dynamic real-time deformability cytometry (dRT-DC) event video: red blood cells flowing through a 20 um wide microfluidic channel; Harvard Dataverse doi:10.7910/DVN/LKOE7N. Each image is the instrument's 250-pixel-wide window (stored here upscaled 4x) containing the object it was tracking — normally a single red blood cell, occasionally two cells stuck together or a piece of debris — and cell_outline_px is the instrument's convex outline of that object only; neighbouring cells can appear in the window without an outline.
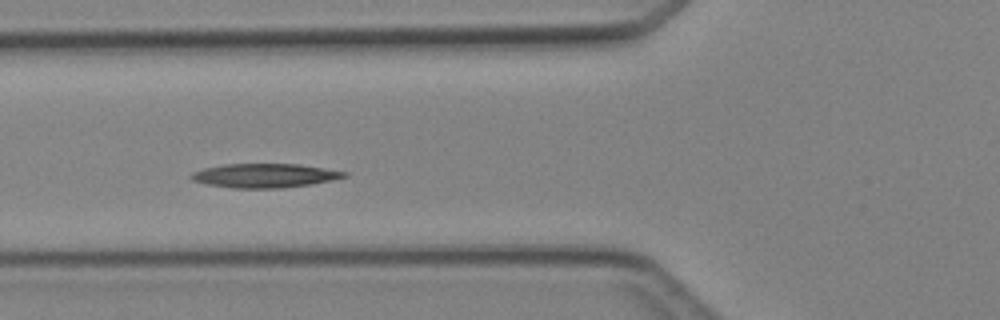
{"species": "Egyptian fruit bat (a non-hibernating species)", "species_latin": "Rousettus aegyptiacus", "temperature_condition": "cold", "stored_images_in_passage": 6, "camera_frame_rate_fps": 3000, "um_per_image_px": 0.085, "animal": {"sex": "female"}, "frame": {"image": 1, "passage_image": 5, "time_ms": 5.333, "image_size_px": [1000, 320], "cell_outline_px": [[348, 176], [332, 180], [312, 184], [284, 188], [232, 188], [208, 184], [192, 180], [188, 176], [192, 172], [204, 168], [224, 164], [300, 164], [348, 172]], "centroid_in_image_um": [22.5, 14.92], "position_along_channel_um": 103.3, "area_um2": 21.5}}
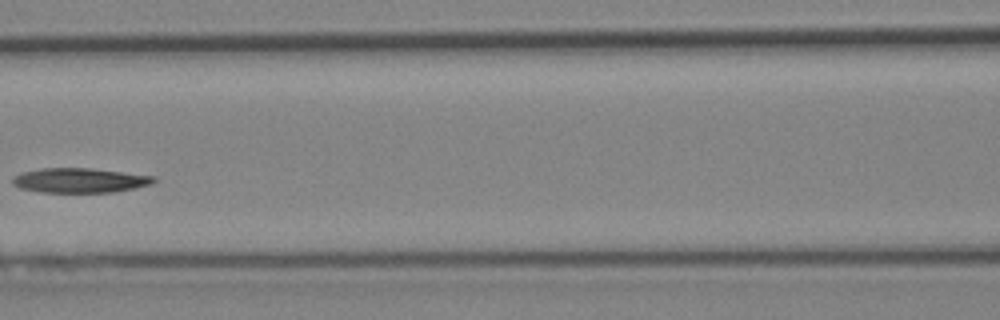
{"frame": {"image": 2, "passage_image": 6, "time_ms": 6.667, "image_size_px": [1000, 320], "cell_outline_px": [[156, 180], [152, 184], [136, 188], [112, 192], [40, 192], [20, 188], [12, 184], [12, 180], [20, 172], [40, 168], [88, 168], [156, 176]], "centroid_in_image_um": [6.78, 15.33], "position_along_channel_um": 159.8, "area_um2": 20.29}}